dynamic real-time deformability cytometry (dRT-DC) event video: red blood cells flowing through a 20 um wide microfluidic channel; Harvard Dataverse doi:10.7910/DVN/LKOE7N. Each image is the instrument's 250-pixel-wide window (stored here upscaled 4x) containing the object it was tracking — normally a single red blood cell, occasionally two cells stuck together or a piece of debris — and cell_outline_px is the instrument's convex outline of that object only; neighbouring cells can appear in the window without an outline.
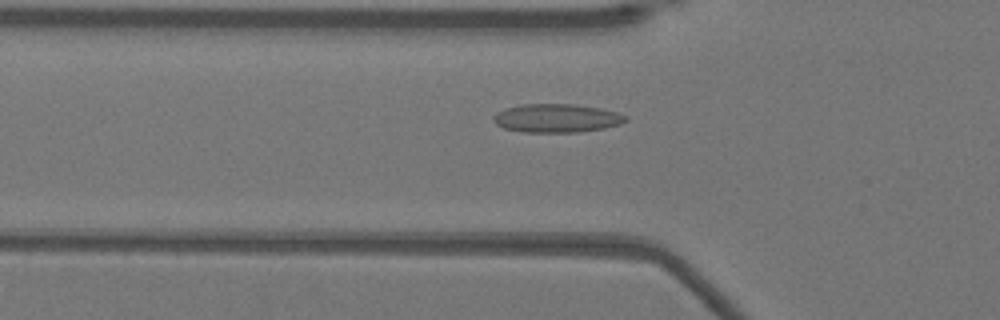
{"species": "Egyptian fruit bat (a non-hibernating species)", "species_latin": "Rousettus aegyptiacus", "temperature_condition": "warm", "stored_images_in_passage": 39, "camera_frame_rate_fps": 3000, "um_per_image_px": 0.085, "animal": {"sex": "female"}, "frame": {"image": 1, "passage_image": 5, "time_ms": 1.333, "image_size_px": [1000, 320], "cell_outline_px": [[628, 120], [620, 124], [604, 128], [580, 132], [524, 132], [504, 128], [496, 124], [492, 120], [492, 116], [496, 112], [504, 108], [520, 104], [576, 104], [600, 108], [616, 112], [628, 116]], "centroid_in_image_um": [47.3, 10.04], "position_along_channel_um": 78.5, "area_um2": 22.2}}
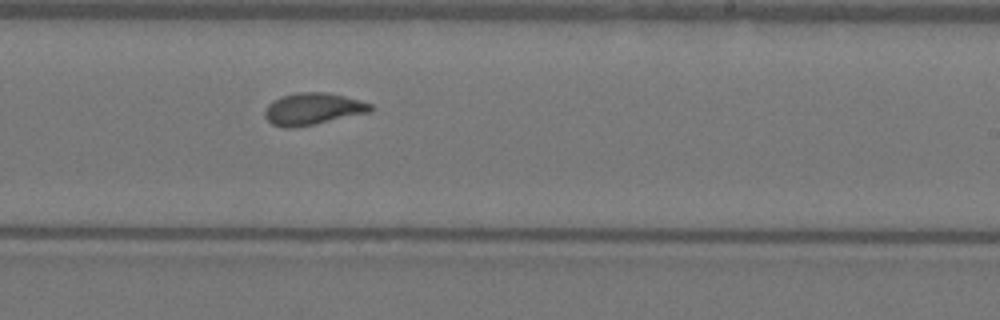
{"frame": {"image": 2, "passage_image": 19, "time_ms": 6.0, "image_size_px": [1000, 320], "cell_outline_px": [[376, 108], [372, 112], [292, 128], [284, 128], [272, 124], [264, 116], [264, 112], [268, 104], [272, 100], [280, 96], [300, 92], [328, 92], [360, 100], [372, 104]], "centroid_in_image_um": [26.61, 9.25], "position_along_channel_um": 262.4, "area_um2": 19.77}}
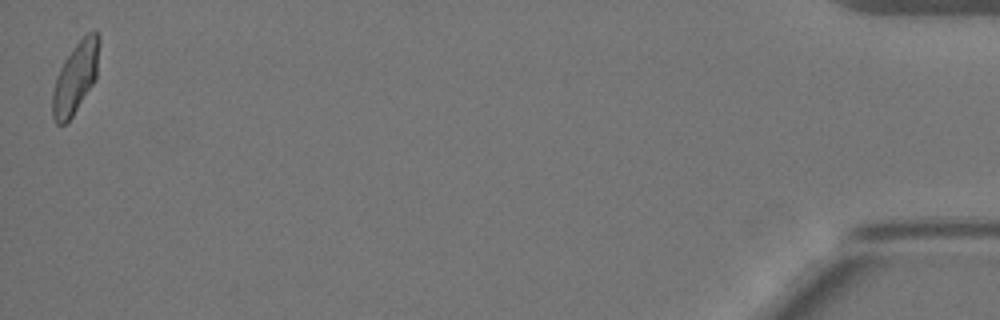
{"frame": {"image": 3, "passage_image": 39, "time_ms": 12.667, "image_size_px": [1000, 320], "cell_outline_px": [[100, 44], [96, 76], [92, 84], [72, 116], [64, 124], [56, 124], [52, 116], [52, 92], [60, 68], [64, 60], [76, 44], [88, 32], [96, 32], [100, 36]], "centroid_in_image_um": [6.41, 6.59], "position_along_channel_um": 428.8, "area_um2": 18.96}, "authors_computed_cell_mechanics": {"area_um2": 19.363, "velocity_mm_per_s": 3.9242, "shape_relaxation_time_tau1_ms": 9.6796, "shape_relaxation_time_tau2_ms": 0.9583, "deformation_change_tau1": 0.2234, "deformation_change_tau2": 0.0653}}